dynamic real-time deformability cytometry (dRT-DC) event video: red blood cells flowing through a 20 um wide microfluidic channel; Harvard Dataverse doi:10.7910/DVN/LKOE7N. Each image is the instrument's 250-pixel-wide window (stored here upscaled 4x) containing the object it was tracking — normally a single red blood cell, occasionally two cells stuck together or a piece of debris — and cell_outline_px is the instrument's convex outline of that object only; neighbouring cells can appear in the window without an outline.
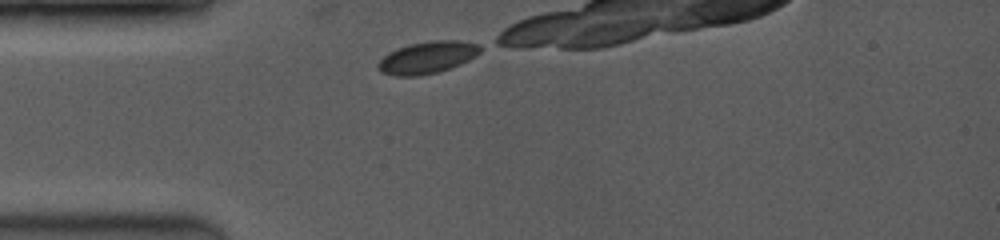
{"species": "common noctule bat (a hibernating species)", "species_latin": "Nyctalus noctula", "temperature_condition": "room temperature", "stored_images_in_passage": 14, "camera_frame_rate_fps": 3500, "um_per_image_px": 0.085, "animal": {"sex": "female", "body_mass_g": 19.0, "forearm_length_mm": 53.3}, "frame": {"image": 1, "passage_image": 1, "time_ms": 0.0, "image_size_px": [1000, 240], "cell_outline_px": [[480, 52], [468, 60], [460, 64], [436, 72], [420, 76], [396, 76], [384, 72], [376, 68], [376, 64], [388, 52], [396, 48], [412, 44], [432, 40], [456, 40], [480, 44]], "centroid_in_image_um": [36.3, 4.88], "position_along_channel_um": 48.7, "area_um2": 18.9}}
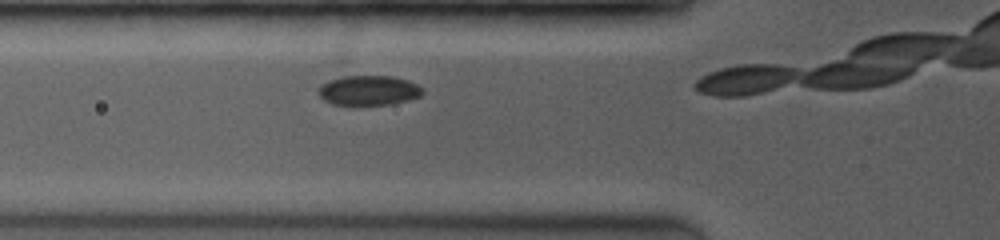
{"frame": {"image": 2, "passage_image": 8, "time_ms": 1.429, "image_size_px": [1000, 240], "cell_outline_px": [[424, 92], [420, 96], [408, 100], [392, 104], [356, 108], [332, 104], [324, 100], [320, 96], [320, 84], [328, 80], [348, 72], [392, 76], [408, 80], [424, 88]], "centroid_in_image_um": [31.29, 7.67], "position_along_channel_um": 94.5, "area_um2": 19.71}}